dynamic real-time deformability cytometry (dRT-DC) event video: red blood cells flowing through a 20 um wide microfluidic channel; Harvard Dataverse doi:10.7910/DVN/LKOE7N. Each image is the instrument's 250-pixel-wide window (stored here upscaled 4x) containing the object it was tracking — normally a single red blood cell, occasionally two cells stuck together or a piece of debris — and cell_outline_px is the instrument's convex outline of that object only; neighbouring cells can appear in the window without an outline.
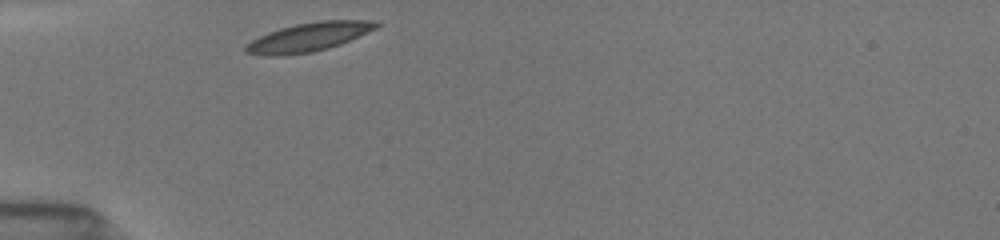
{"species": "common noctule bat (a hibernating species)", "species_latin": "Nyctalus noctula", "temperature_condition": "room temperature", "stored_images_in_passage": 20, "camera_frame_rate_fps": 3000, "um_per_image_px": 0.085, "animal": {"sex": "female", "body_mass_g": 19.5, "forearm_length_mm": 54.1}, "frame": {"image": 1, "passage_image": 1, "time_ms": 0.0, "image_size_px": [1000, 240], "cell_outline_px": [[380, 24], [376, 28], [340, 44], [328, 48], [312, 52], [284, 56], [264, 56], [244, 52], [244, 44], [268, 32], [280, 28], [296, 24], [320, 20], [376, 20]], "centroid_in_image_um": [26.19, 3.16], "position_along_channel_um": 58.8, "area_um2": 21.96}}
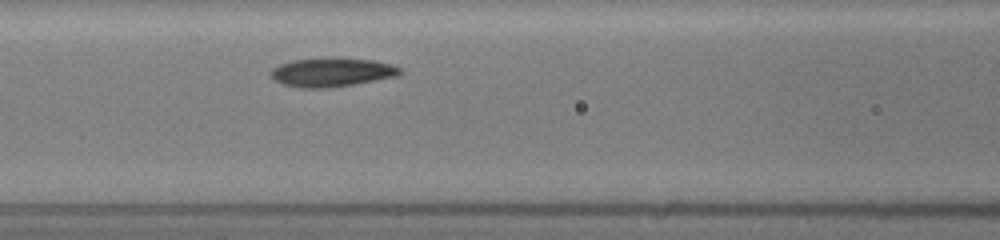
{"frame": {"image": 2, "passage_image": 8, "time_ms": 2.333, "image_size_px": [1000, 240], "cell_outline_px": [[400, 72], [396, 76], [356, 84], [328, 88], [300, 88], [280, 84], [272, 76], [272, 68], [280, 64], [292, 60], [372, 60], [392, 64], [400, 68]], "centroid_in_image_um": [28.18, 6.19], "position_along_channel_um": 138.4, "area_um2": 20.87}}
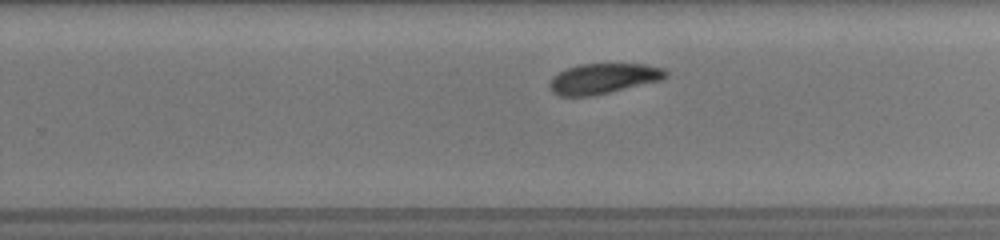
{"frame": {"image": 3, "passage_image": 19, "time_ms": 6.0, "image_size_px": [1000, 240], "cell_outline_px": [[668, 76], [660, 80], [592, 96], [560, 96], [552, 92], [548, 84], [560, 72], [568, 68], [580, 64], [644, 64], [664, 68], [668, 72]], "centroid_in_image_um": [51.3, 6.68], "position_along_channel_um": 278.5, "area_um2": 20.23}}